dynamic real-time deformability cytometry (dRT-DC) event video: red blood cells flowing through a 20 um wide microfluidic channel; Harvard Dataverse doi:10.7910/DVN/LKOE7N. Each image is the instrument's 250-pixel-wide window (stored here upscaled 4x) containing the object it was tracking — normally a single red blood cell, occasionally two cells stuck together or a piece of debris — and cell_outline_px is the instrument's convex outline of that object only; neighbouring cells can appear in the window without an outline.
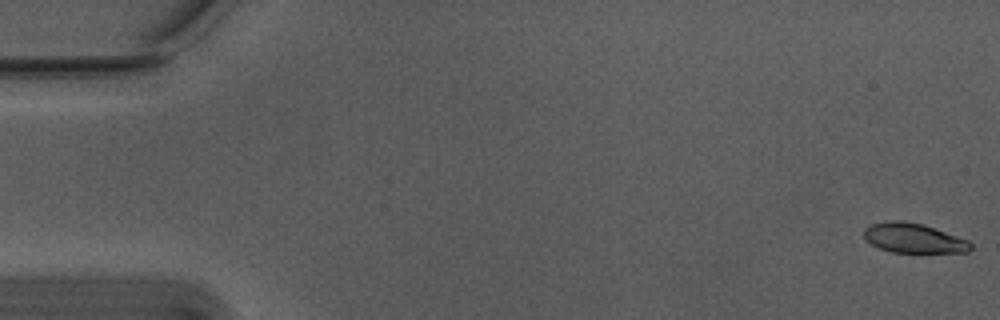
{"species": "Egyptian fruit bat (a non-hibernating species)", "species_latin": "Rousettus aegyptiacus", "temperature_condition": "warm", "stored_images_in_passage": 56, "camera_frame_rate_fps": 3000, "um_per_image_px": 0.085, "animal": {"sex": "male"}, "frame": {"image": 1, "passage_image": 1, "time_ms": 0.0, "image_size_px": [1000, 320], "cell_outline_px": [[972, 248], [968, 252], [892, 252], [880, 248], [864, 240], [864, 228], [872, 224], [888, 220], [904, 220], [924, 224], [968, 240], [972, 244]], "centroid_in_image_um": [77.64, 20.22], "position_along_channel_um": 7.4, "area_um2": 18.5}}
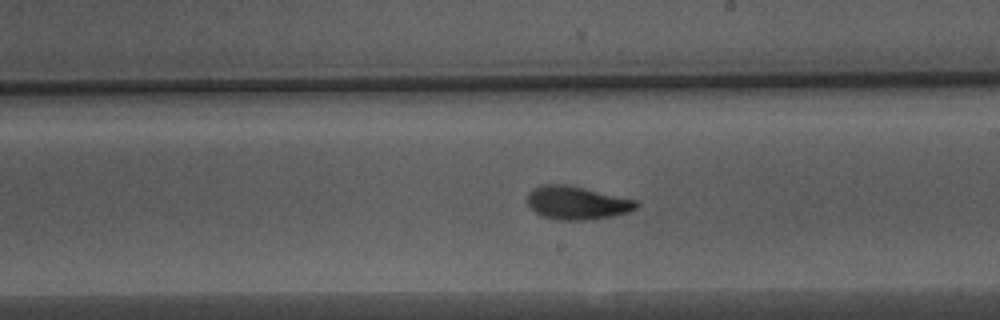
{"frame": {"image": 2, "passage_image": 32, "time_ms": 10.333, "image_size_px": [1000, 320], "cell_outline_px": [[640, 204], [636, 208], [628, 212], [612, 216], [584, 220], [556, 220], [540, 216], [528, 204], [528, 192], [544, 184], [568, 184], [636, 200]], "centroid_in_image_um": [49.04, 17.24], "position_along_channel_um": 240.0, "area_um2": 21.04}}
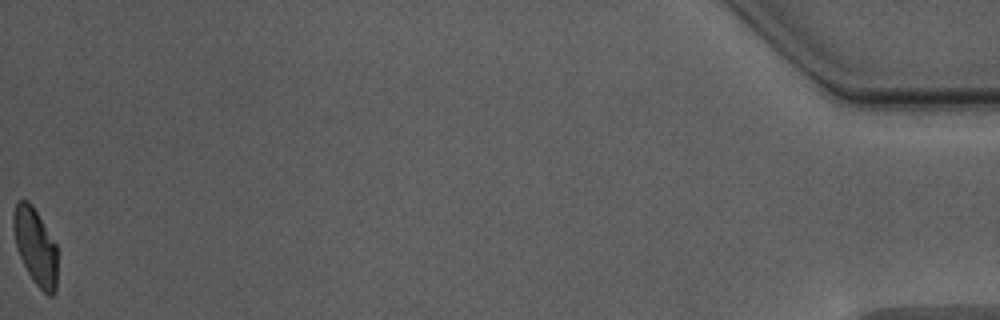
{"frame": {"image": 3, "passage_image": 56, "time_ms": 18.333, "image_size_px": [1000, 320], "cell_outline_px": [[56, 292], [52, 296], [48, 296], [32, 280], [20, 256], [16, 244], [12, 228], [12, 216], [16, 204], [20, 200], [28, 200], [32, 204], [56, 244]], "centroid_in_image_um": [3.0, 20.95], "position_along_channel_um": 432.2, "area_um2": 19.48}, "authors_computed_cell_mechanics": {"area_um2": 20.2878, "velocity_mm_per_s": 3.7249, "shape_relaxation_time_tau1_ms": 3.3904, "shape_relaxation_time_tau2_ms": 2.4073, "deformation_change_tau1": 0.1487, "deformation_change_tau2": 0.0874}}